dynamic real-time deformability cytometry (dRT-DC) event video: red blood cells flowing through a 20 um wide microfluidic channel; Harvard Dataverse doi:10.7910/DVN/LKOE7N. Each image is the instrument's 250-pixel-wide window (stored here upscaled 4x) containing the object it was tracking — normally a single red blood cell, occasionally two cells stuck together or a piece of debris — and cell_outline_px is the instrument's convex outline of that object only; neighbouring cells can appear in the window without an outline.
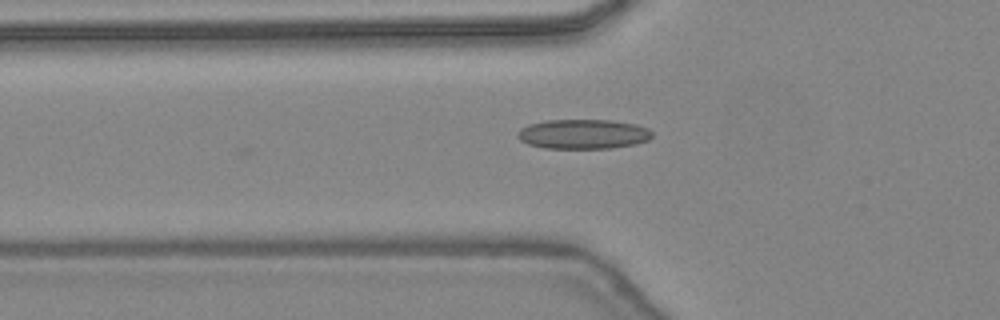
{"species": "common noctule bat (a hibernating species)", "species_latin": "Nyctalus noctula", "temperature_condition": "warm", "stored_images_in_passage": 30, "camera_frame_rate_fps": 3000, "um_per_image_px": 0.085, "animal": {"sex": "female", "body_mass_g": 24.6, "forearm_length_mm": 56.2}, "frame": {"image": 1, "passage_image": 2, "time_ms": 0.333, "image_size_px": [1000, 320], "cell_outline_px": [[652, 136], [648, 140], [636, 144], [612, 148], [544, 148], [528, 144], [520, 140], [516, 136], [516, 132], [520, 128], [528, 124], [544, 120], [612, 120], [636, 124], [648, 128], [652, 132]], "centroid_in_image_um": [49.55, 11.39], "position_along_channel_um": 76.3, "area_um2": 23.47}}
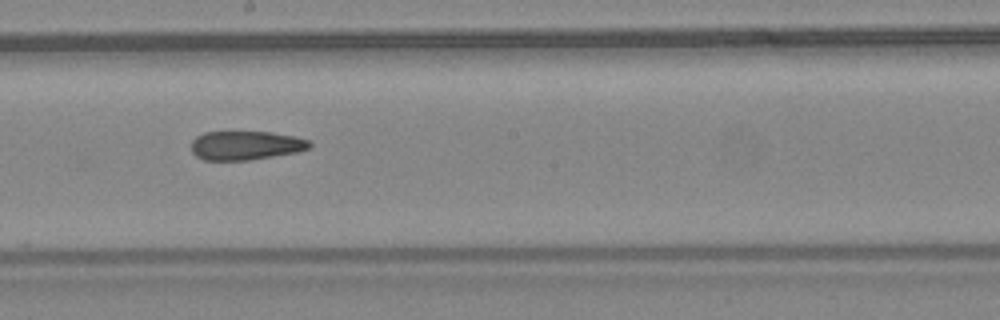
{"frame": {"image": 2, "passage_image": 12, "time_ms": 3.667, "image_size_px": [1000, 320], "cell_outline_px": [[312, 144], [308, 148], [296, 152], [248, 160], [204, 160], [196, 156], [192, 152], [192, 140], [196, 136], [204, 132], [272, 132], [296, 136], [308, 140]], "centroid_in_image_um": [20.87, 12.35], "position_along_channel_um": 227.3, "area_um2": 19.88}}
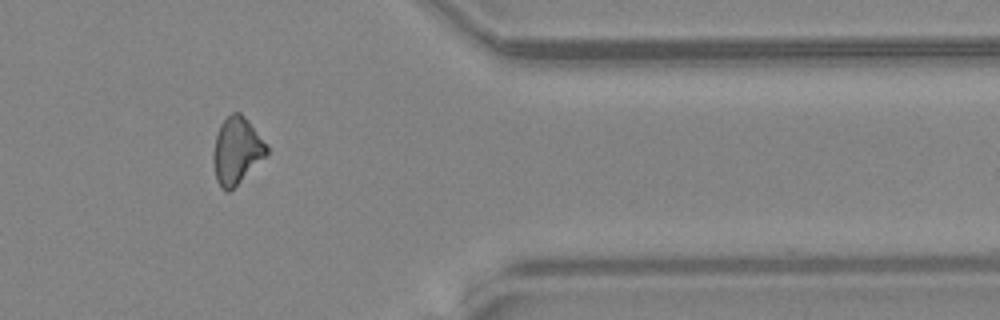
{"frame": {"image": 3, "passage_image": 24, "time_ms": 7.667, "image_size_px": [1000, 320], "cell_outline_px": [[268, 156], [228, 192], [220, 188], [216, 180], [212, 160], [212, 152], [216, 136], [220, 124], [232, 112], [240, 112], [248, 120], [268, 148]], "centroid_in_image_um": [20.1, 12.82], "position_along_channel_um": 391.3, "area_um2": 20.81}, "authors_computed_cell_mechanics": {"area_um2": 21.0681, "velocity_mm_per_s": 4.5138, "shape_relaxation_time_tau1_ms": null, "shape_relaxation_time_tau2_ms": 4.3476, "deformation_change_tau1": null, "deformation_change_tau2": 0.1505}}